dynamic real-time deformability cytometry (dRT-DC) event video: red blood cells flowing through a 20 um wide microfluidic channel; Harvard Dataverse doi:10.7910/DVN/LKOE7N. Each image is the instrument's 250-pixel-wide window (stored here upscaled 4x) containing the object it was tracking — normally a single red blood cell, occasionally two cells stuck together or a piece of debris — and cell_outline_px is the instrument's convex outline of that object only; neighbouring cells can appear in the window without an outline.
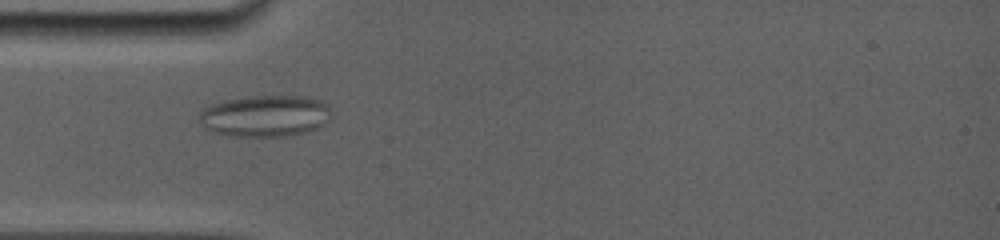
{"species": "common noctule bat (a hibernating species)", "species_latin": "Nyctalus noctula", "temperature_condition": "room temperature", "stored_images_in_passage": 41, "camera_frame_rate_fps": 5000, "um_per_image_px": 0.085, "animal": {"sex": "female", "body_mass_g": 19.0, "forearm_length_mm": 56.7}, "frame": {"image": 1, "passage_image": 1, "time_ms": 0.0, "image_size_px": [1000, 240], "cell_outline_px": [[328, 120], [316, 128], [304, 132], [284, 136], [236, 136], [212, 132], [204, 128], [200, 120], [200, 112], [204, 108], [212, 104], [228, 100], [252, 96], [304, 96], [320, 100], [328, 104]], "centroid_in_image_um": [22.51, 9.85], "position_along_channel_um": 62.5, "area_um2": 31.5}}
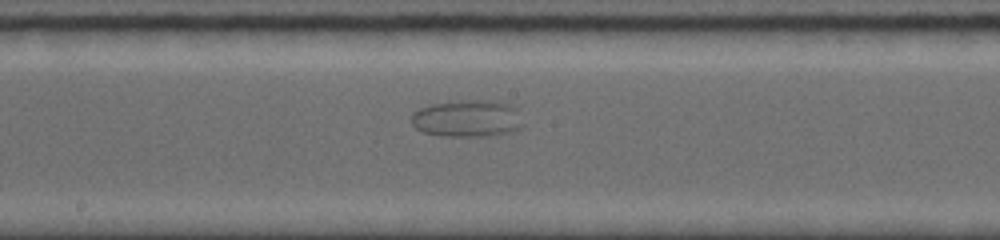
{"frame": {"image": 2, "passage_image": 16, "time_ms": 4.2, "image_size_px": [1000, 240], "cell_outline_px": [[524, 124], [516, 132], [496, 136], [444, 136], [424, 132], [416, 128], [412, 124], [412, 112], [420, 108], [432, 104], [460, 100], [488, 100], [508, 104], [516, 108]], "centroid_in_image_um": [39.77, 10.08], "position_along_channel_um": 208.4, "area_um2": 24.39}}
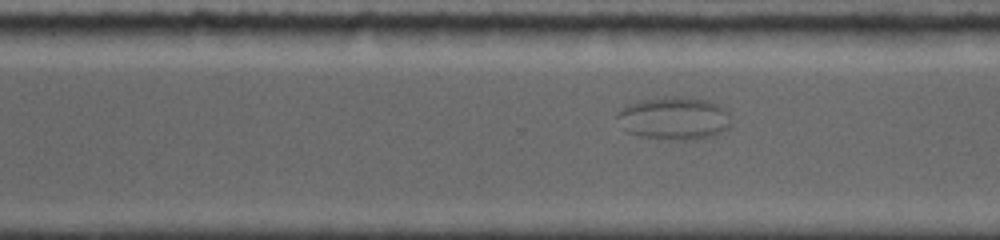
{"frame": {"image": 3, "passage_image": 25, "time_ms": 7.2, "image_size_px": [1000, 240], "cell_outline_px": [[732, 124], [728, 128], [712, 136], [692, 140], [680, 140], [640, 136], [628, 132], [624, 128], [616, 116], [616, 112], [628, 104], [644, 100], [664, 96], [676, 96], [708, 100], [724, 108], [728, 112]], "centroid_in_image_um": [57.32, 10.05], "position_along_channel_um": 313.3, "area_um2": 28.38}}